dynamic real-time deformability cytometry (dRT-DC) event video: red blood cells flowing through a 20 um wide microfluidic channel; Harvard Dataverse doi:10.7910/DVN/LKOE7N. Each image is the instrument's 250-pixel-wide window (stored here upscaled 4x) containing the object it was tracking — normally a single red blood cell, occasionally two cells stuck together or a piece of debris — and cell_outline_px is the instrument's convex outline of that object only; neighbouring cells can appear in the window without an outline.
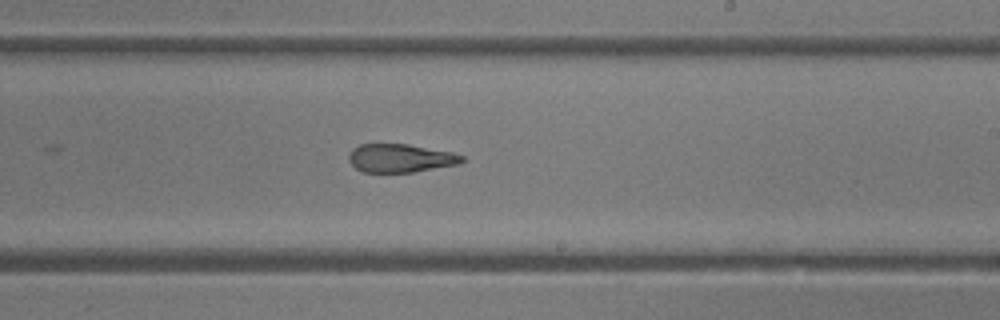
{"species": "common noctule bat (a hibernating species)", "species_latin": "Nyctalus noctula", "temperature_condition": "room temperature", "stored_images_in_passage": 8, "camera_frame_rate_fps": 3000, "um_per_image_px": 0.085, "animal": {"sex": "female"}, "frame": {"image": 1, "passage_image": 8, "time_ms": 9.0, "image_size_px": [1000, 320], "cell_outline_px": [[464, 160], [460, 164], [412, 172], [364, 172], [356, 168], [348, 160], [348, 156], [352, 148], [360, 144], [408, 144], [452, 152], [464, 156]], "centroid_in_image_um": [34.04, 13.44], "position_along_channel_um": 255.0, "area_um2": 18.73}}